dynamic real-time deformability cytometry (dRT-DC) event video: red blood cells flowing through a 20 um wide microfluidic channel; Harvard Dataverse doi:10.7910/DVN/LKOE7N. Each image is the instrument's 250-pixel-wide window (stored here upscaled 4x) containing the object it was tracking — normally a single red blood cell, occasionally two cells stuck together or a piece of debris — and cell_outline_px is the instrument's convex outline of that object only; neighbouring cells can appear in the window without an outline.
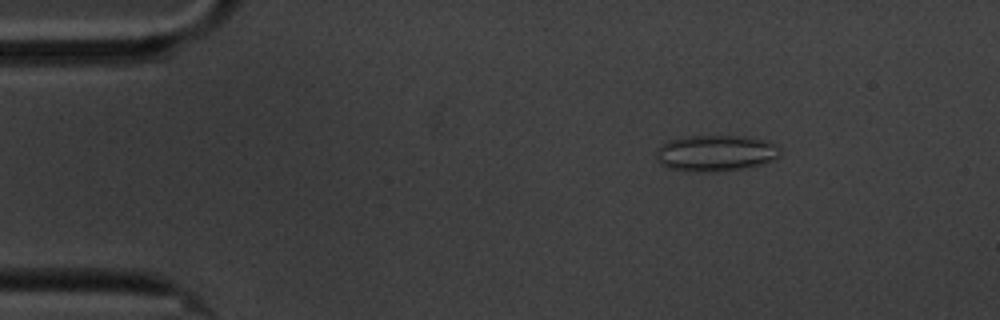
{"species": "common noctule bat (a hibernating species)", "species_latin": "Nyctalus noctula", "temperature_condition": "cold", "stored_images_in_passage": 5, "camera_frame_rate_fps": 3000, "um_per_image_px": 0.085, "animal": {"sex": "male", "body_mass_g": 20.1, "forearm_length_mm": 53.5}, "frame": {"image": 1, "passage_image": 3, "time_ms": 2.333, "image_size_px": [1000, 320], "cell_outline_px": [[780, 156], [772, 160], [760, 164], [740, 168], [716, 172], [700, 172], [668, 168], [660, 164], [656, 160], [656, 152], [668, 140], [688, 136], [736, 136], [764, 140], [776, 144], [780, 148]], "centroid_in_image_um": [60.81, 13.02], "position_along_channel_um": 24.2, "area_um2": 25.89}}